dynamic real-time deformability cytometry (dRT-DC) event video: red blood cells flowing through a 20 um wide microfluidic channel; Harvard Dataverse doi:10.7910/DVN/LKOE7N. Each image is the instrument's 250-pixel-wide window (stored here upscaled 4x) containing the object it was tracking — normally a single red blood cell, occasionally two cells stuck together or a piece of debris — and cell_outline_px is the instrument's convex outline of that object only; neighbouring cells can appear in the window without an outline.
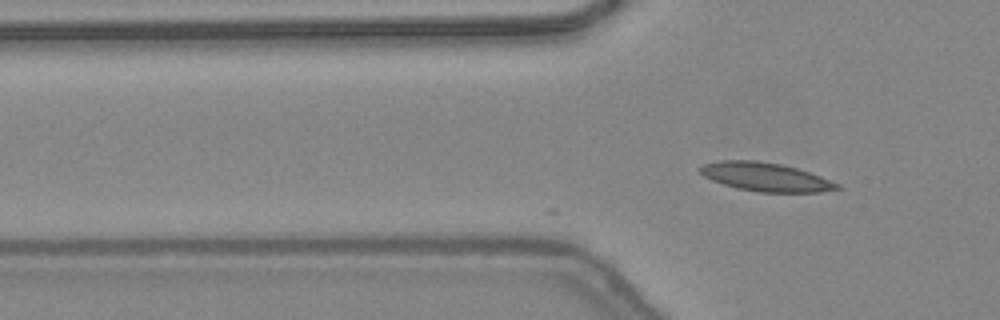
{"species": "common noctule bat (a hibernating species)", "species_latin": "Nyctalus noctula", "temperature_condition": "warm", "stored_images_in_passage": 16, "camera_frame_rate_fps": 3000, "um_per_image_px": 0.085, "animal": {"sex": "female", "body_mass_g": 24.6, "forearm_length_mm": 56.2}, "frame": {"image": 1, "passage_image": 16, "time_ms": 5.0, "image_size_px": [1000, 320], "cell_outline_px": [[844, 188], [820, 192], [760, 192], [736, 188], [712, 180], [704, 176], [696, 168], [700, 164], [720, 160], [756, 160], [780, 164], [796, 168], [820, 176], [840, 184]], "centroid_in_image_um": [65.04, 15.03], "position_along_channel_um": 60.8, "area_um2": 22.95}}